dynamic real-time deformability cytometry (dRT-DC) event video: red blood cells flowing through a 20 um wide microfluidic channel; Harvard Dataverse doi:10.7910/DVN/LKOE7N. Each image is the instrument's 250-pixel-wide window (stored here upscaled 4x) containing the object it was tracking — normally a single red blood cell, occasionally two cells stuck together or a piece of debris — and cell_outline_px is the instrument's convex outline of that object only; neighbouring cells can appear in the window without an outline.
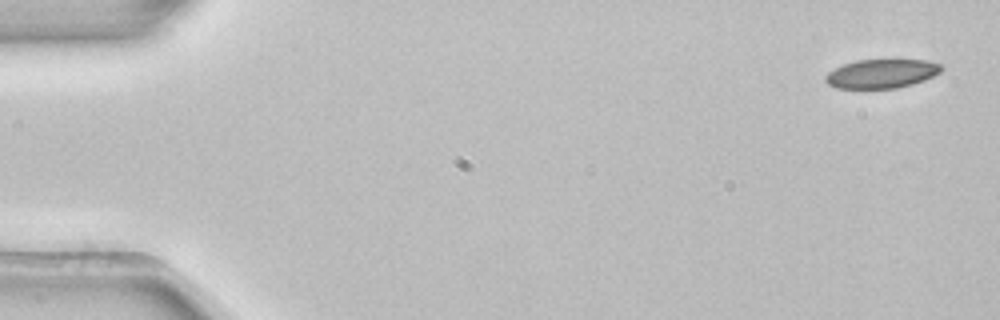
{"species": "common noctule bat (a hibernating species)", "species_latin": "Nyctalus noctula", "temperature_condition": "room temperature", "stored_images_in_passage": 5, "camera_frame_rate_fps": 3000, "um_per_image_px": 0.085, "animal": {"sex": "female", "body_mass_g": 22.7, "forearm_length_mm": 54.2}, "frame": {"image": 1, "passage_image": 1, "time_ms": 0.0, "image_size_px": [1000, 320], "cell_outline_px": [[944, 68], [940, 72], [924, 80], [912, 84], [896, 88], [836, 88], [828, 84], [824, 80], [824, 76], [828, 72], [844, 64], [856, 60], [928, 60], [940, 64]], "centroid_in_image_um": [74.93, 6.26], "position_along_channel_um": 10.1, "area_um2": 19.48}}
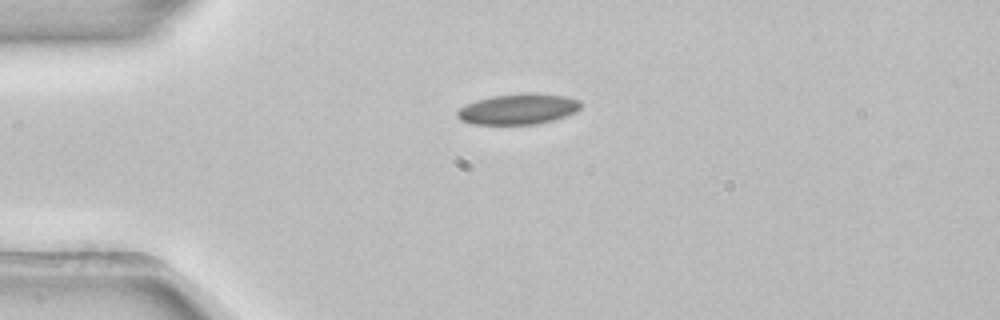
{"frame": {"image": 2, "passage_image": 4, "time_ms": 1.0, "image_size_px": [1000, 320], "cell_outline_px": [[580, 108], [576, 112], [552, 120], [536, 124], [472, 124], [460, 120], [456, 116], [456, 112], [460, 108], [476, 100], [492, 96], [524, 92], [532, 92], [564, 96], [580, 100]], "centroid_in_image_um": [44.03, 9.26], "position_along_channel_um": 41.0, "area_um2": 22.08}}